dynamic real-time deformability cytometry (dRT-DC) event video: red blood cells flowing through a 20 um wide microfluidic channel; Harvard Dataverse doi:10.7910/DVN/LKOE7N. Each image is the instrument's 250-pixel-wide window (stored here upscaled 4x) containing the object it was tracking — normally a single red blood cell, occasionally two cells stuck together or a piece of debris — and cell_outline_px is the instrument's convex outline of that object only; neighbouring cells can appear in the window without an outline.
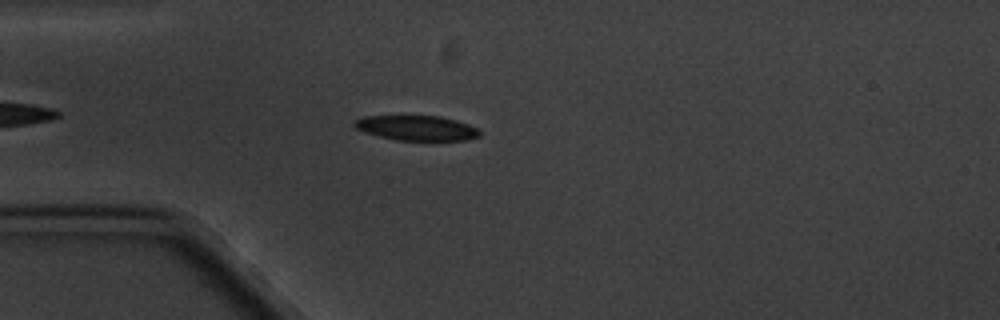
{"species": "common noctule bat (a hibernating species)", "species_latin": "Nyctalus noctula", "temperature_condition": "cold", "stored_images_in_passage": 2, "camera_frame_rate_fps": 3000, "um_per_image_px": 0.085, "animal": {"sex": "male", "body_mass_g": 20.1, "forearm_length_mm": 53.5}, "frame": {"image": 1, "passage_image": 2, "time_ms": 1.0, "image_size_px": [1000, 320], "cell_outline_px": [[480, 136], [464, 140], [396, 140], [364, 132], [356, 128], [352, 124], [352, 120], [364, 116], [440, 116], [456, 120], [468, 124], [476, 128], [480, 132]], "centroid_in_image_um": [35.37, 10.87], "position_along_channel_um": 49.6, "area_um2": 18.15}}